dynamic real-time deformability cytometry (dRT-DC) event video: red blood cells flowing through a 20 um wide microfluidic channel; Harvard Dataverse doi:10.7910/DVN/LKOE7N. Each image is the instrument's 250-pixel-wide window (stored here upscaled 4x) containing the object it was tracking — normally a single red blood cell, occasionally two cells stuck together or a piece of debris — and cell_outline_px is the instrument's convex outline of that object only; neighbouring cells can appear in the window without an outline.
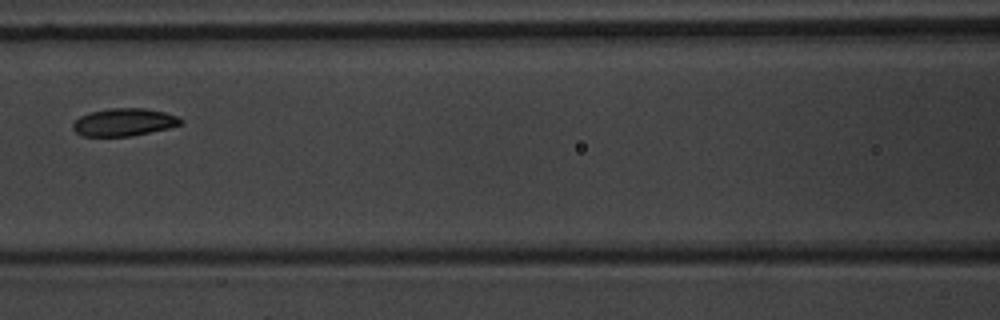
{"species": "common noctule bat (a hibernating species)", "species_latin": "Nyctalus noctula", "temperature_condition": "warm", "stored_images_in_passage": 5, "camera_frame_rate_fps": 3000, "um_per_image_px": 0.085, "animal": {"sex": "male", "body_mass_g": 20.1, "forearm_length_mm": 53.5}, "frame": {"image": 1, "passage_image": 5, "time_ms": 4.667, "image_size_px": [1000, 320], "cell_outline_px": [[184, 124], [168, 128], [132, 136], [84, 136], [76, 132], [72, 128], [72, 124], [80, 116], [88, 112], [108, 108], [144, 108], [164, 112], [176, 116], [184, 120]], "centroid_in_image_um": [10.54, 10.38], "position_along_channel_um": 156.1, "area_um2": 17.46}}